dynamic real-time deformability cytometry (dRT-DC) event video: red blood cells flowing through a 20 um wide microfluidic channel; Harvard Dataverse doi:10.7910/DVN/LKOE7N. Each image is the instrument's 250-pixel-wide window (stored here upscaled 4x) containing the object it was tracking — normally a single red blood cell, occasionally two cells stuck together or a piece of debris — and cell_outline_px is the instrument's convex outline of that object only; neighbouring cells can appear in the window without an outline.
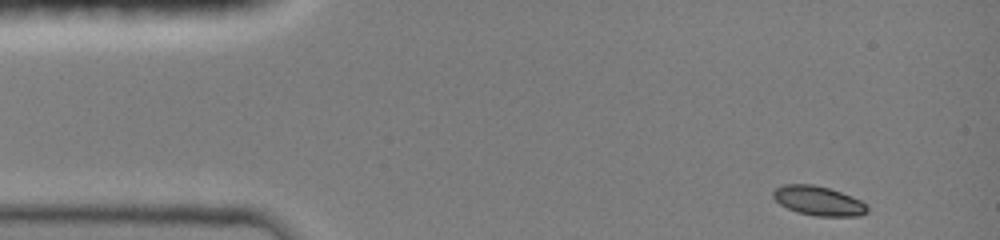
{"species": "common noctule bat (a hibernating species)", "species_latin": "Nyctalus noctula", "temperature_condition": "room temperature", "stored_images_in_passage": 43, "camera_frame_rate_fps": 3000, "um_per_image_px": 0.085, "animal": {"sex": "female", "body_mass_g": 19.0, "forearm_length_mm": 51.5}, "frame": {"image": 1, "passage_image": 1, "time_ms": 0.0, "image_size_px": [1000, 240], "cell_outline_px": [[868, 212], [860, 216], [816, 216], [796, 212], [780, 204], [772, 196], [772, 192], [776, 188], [784, 184], [812, 184], [828, 188], [840, 192], [860, 200], [868, 208]], "centroid_in_image_um": [69.55, 17.07], "position_along_channel_um": 15.5, "area_um2": 16.01}}
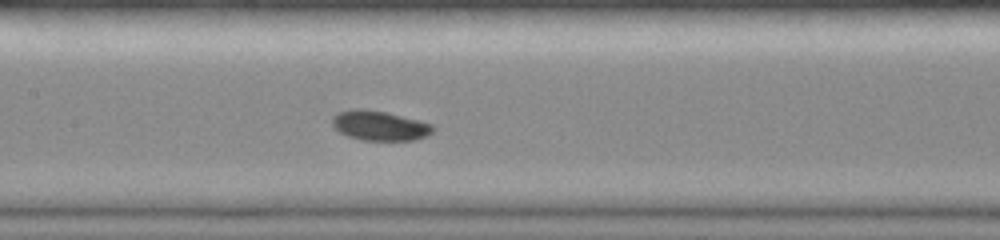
{"frame": {"image": 2, "passage_image": 21, "time_ms": 6.0, "image_size_px": [1000, 240], "cell_outline_px": [[432, 132], [424, 136], [412, 140], [364, 140], [348, 136], [340, 132], [332, 124], [332, 116], [340, 112], [360, 108], [384, 112], [432, 124]], "centroid_in_image_um": [32.22, 10.68], "position_along_channel_um": 175.2, "area_um2": 16.88}}
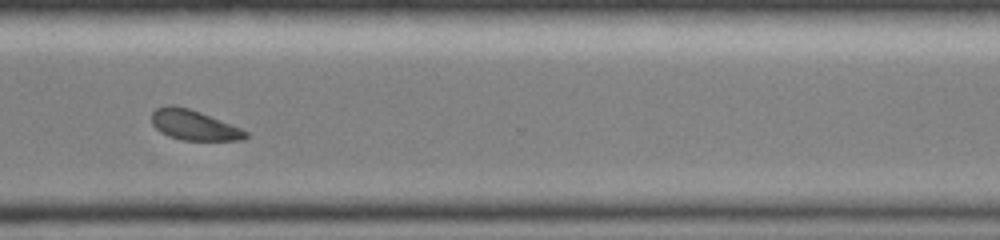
{"frame": {"image": 3, "passage_image": 42, "time_ms": 10.333, "image_size_px": [1000, 240], "cell_outline_px": [[248, 136], [244, 140], [180, 140], [168, 136], [160, 132], [152, 124], [152, 112], [156, 108], [164, 104], [172, 104], [188, 108], [200, 112], [240, 128], [248, 132]], "centroid_in_image_um": [16.44, 10.62], "position_along_channel_um": 354.2, "area_um2": 16.53}}